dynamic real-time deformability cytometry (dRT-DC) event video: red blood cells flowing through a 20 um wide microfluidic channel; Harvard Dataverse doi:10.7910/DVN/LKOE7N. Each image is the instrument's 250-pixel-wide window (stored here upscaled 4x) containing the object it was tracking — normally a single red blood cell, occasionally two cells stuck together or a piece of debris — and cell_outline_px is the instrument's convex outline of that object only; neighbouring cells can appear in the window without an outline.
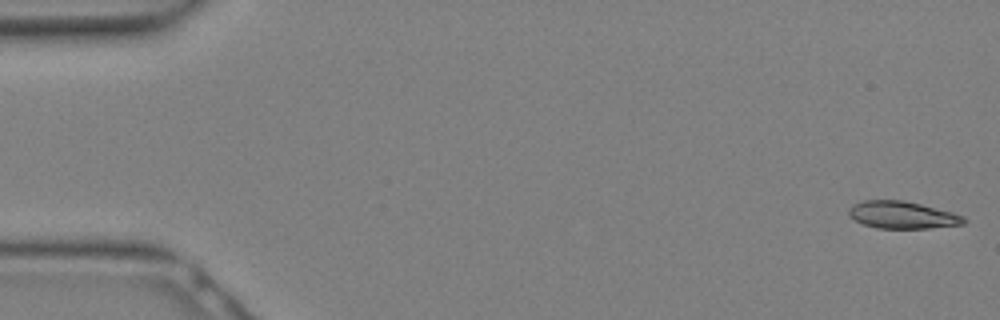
{"species": "Egyptian fruit bat (a non-hibernating species)", "species_latin": "Rousettus aegyptiacus", "temperature_condition": "warm", "stored_images_in_passage": 22, "camera_frame_rate_fps": 3000, "um_per_image_px": 0.085, "animal": {"sex": "female"}, "frame": {"image": 1, "passage_image": 1, "time_ms": 0.0, "image_size_px": [1000, 320], "cell_outline_px": [[968, 220], [964, 224], [928, 228], [876, 228], [864, 224], [848, 216], [848, 208], [852, 204], [864, 200], [904, 200], [952, 212], [964, 216]], "centroid_in_image_um": [76.68, 18.27], "position_along_channel_um": 8.3, "area_um2": 18.32}}
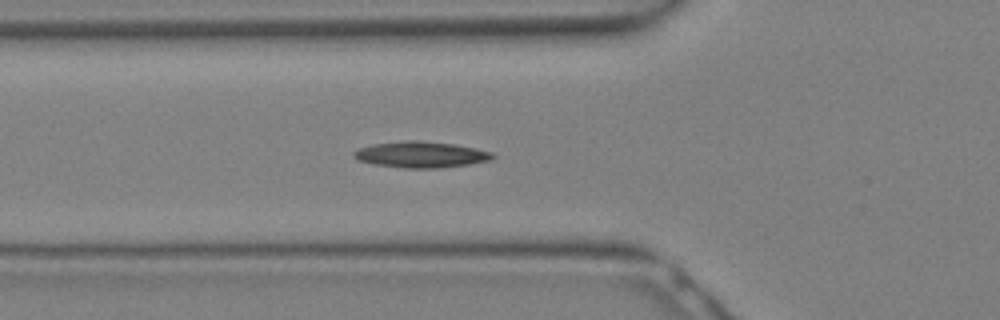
{"frame": {"image": 2, "passage_image": 11, "time_ms": 3.333, "image_size_px": [1000, 320], "cell_outline_px": [[496, 156], [492, 160], [468, 164], [440, 168], [404, 168], [376, 164], [356, 160], [352, 156], [352, 152], [360, 148], [372, 144], [408, 140], [416, 140], [452, 144], [492, 152]], "centroid_in_image_um": [35.75, 13.14], "position_along_channel_um": 90.0, "area_um2": 20.98}}
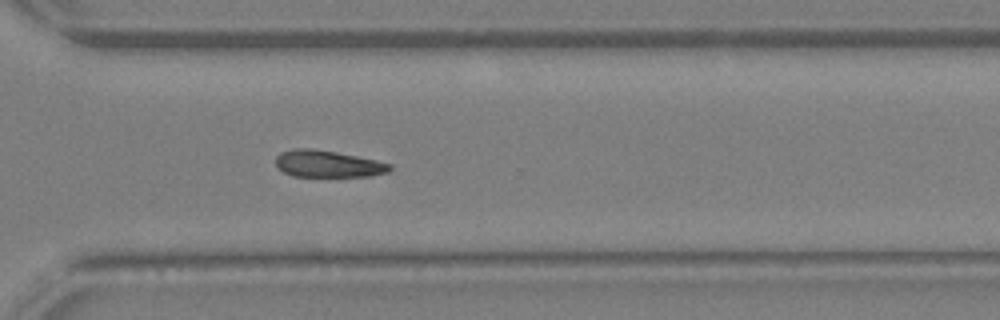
{"frame": {"image": 3, "passage_image": 22, "time_ms": 7.0, "image_size_px": [1000, 320], "cell_outline_px": [[392, 168], [388, 172], [372, 176], [292, 176], [276, 168], [276, 156], [280, 152], [296, 148], [312, 148], [336, 152], [376, 160], [392, 164]], "centroid_in_image_um": [27.85, 13.93], "position_along_channel_um": 342.7, "area_um2": 17.92}}